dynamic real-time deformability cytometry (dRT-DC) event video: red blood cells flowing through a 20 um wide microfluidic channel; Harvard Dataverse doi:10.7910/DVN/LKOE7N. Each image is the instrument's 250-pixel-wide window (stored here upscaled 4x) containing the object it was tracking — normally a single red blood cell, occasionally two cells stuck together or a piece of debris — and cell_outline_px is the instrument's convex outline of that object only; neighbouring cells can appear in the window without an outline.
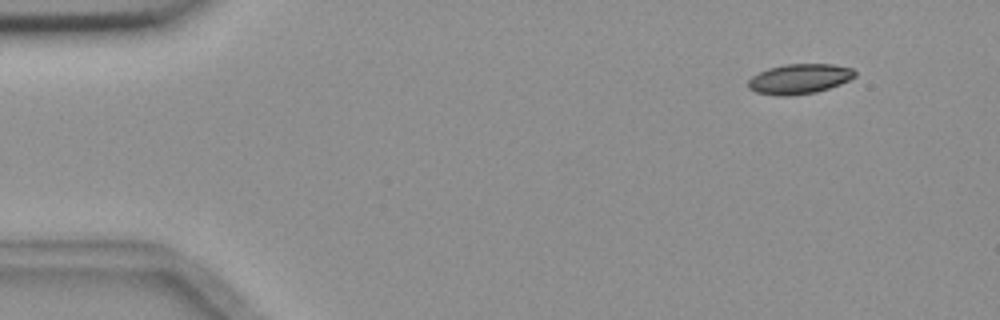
{"species": "common noctule bat (a hibernating species)", "species_latin": "Nyctalus noctula", "temperature_condition": "room temperature", "stored_images_in_passage": 4, "camera_frame_rate_fps": 3000, "um_per_image_px": 0.085, "animal": {"sex": "female", "body_mass_g": 18.4}, "frame": {"image": 1, "passage_image": 1, "time_ms": 0.0, "image_size_px": [1000, 320], "cell_outline_px": [[856, 76], [840, 84], [816, 92], [788, 96], [776, 96], [756, 92], [748, 88], [748, 80], [752, 76], [768, 68], [784, 64], [832, 64], [852, 68], [856, 72]], "centroid_in_image_um": [67.93, 6.7], "position_along_channel_um": 17.1, "area_um2": 18.67}}
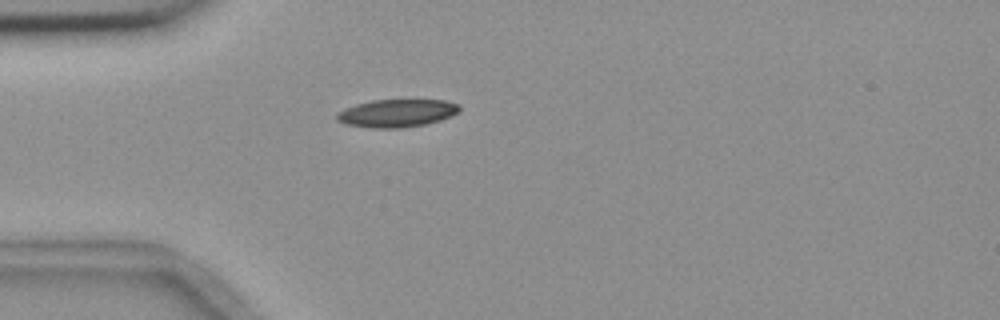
{"frame": {"image": 2, "passage_image": 3, "time_ms": 3.333, "image_size_px": [1000, 320], "cell_outline_px": [[460, 108], [456, 112], [440, 120], [424, 124], [400, 128], [372, 128], [344, 124], [336, 120], [336, 112], [344, 108], [356, 104], [372, 100], [444, 100], [460, 104]], "centroid_in_image_um": [33.66, 9.61], "position_along_channel_um": 51.3, "area_um2": 19.83}}